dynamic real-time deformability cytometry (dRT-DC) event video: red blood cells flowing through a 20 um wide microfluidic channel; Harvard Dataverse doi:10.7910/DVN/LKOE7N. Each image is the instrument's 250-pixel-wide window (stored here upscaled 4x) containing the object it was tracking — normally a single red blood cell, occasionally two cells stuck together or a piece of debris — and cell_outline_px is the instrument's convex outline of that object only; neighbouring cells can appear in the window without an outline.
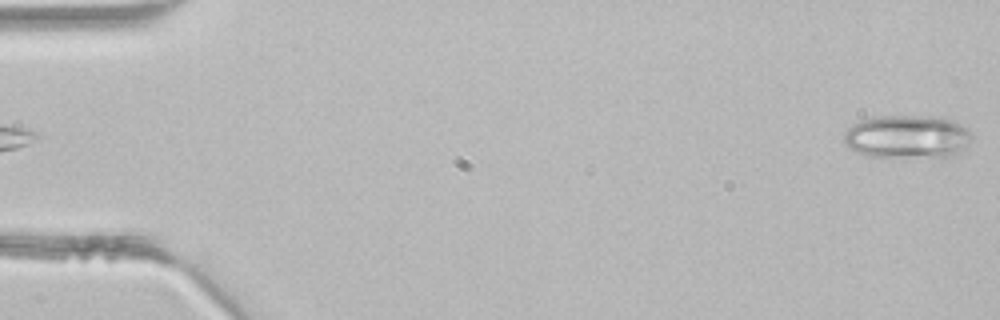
{"species": "common noctule bat (a hibernating species)", "species_latin": "Nyctalus noctula", "temperature_condition": "room temperature", "stored_images_in_passage": 4, "camera_frame_rate_fps": 3000, "um_per_image_px": 0.085, "animal": {"sex": "male", "body_mass_g": 21.5, "forearm_length_mm": 52.0}, "frame": {"image": 1, "passage_image": 4, "time_ms": 1.0, "image_size_px": [1000, 320], "cell_outline_px": [[972, 136], [968, 144], [952, 156], [944, 160], [940, 160], [868, 156], [844, 144], [844, 132], [852, 124], [860, 120], [876, 116], [940, 116], [952, 120], [968, 128], [972, 132]], "centroid_in_image_um": [77.17, 11.65], "position_along_channel_um": 7.8, "area_um2": 33.29}}